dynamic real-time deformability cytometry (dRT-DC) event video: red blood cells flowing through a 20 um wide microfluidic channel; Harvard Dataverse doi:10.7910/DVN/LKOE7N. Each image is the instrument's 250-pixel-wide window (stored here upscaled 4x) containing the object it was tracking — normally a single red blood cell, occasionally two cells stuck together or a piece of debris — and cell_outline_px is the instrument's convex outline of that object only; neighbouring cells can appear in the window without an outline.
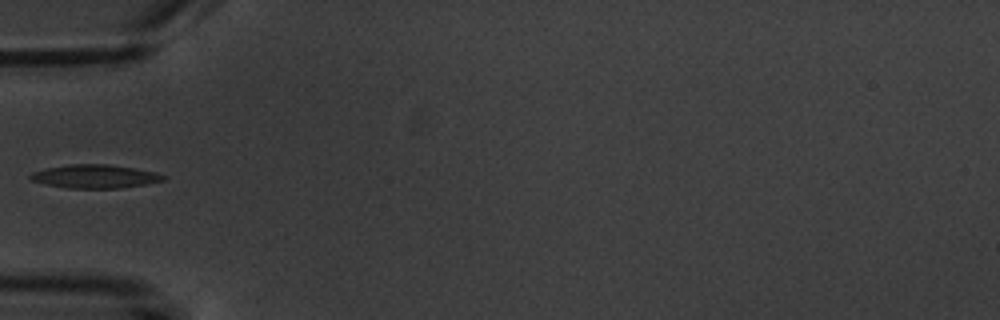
{"species": "common noctule bat (a hibernating species)", "species_latin": "Nyctalus noctula", "temperature_condition": "warm", "stored_images_in_passage": 6, "camera_frame_rate_fps": 3000, "um_per_image_px": 0.085, "animal": {"sex": "male", "body_mass_g": 20.1, "forearm_length_mm": 53.5}, "frame": {"image": 1, "passage_image": 6, "time_ms": 6.667, "image_size_px": [1000, 320], "cell_outline_px": [[164, 180], [148, 184], [120, 188], [68, 188], [48, 184], [32, 180], [28, 176], [32, 172], [44, 168], [72, 164], [108, 164], [136, 168], [156, 172], [164, 176]], "centroid_in_image_um": [8.09, 14.98], "position_along_channel_um": 76.9, "area_um2": 18.15}}